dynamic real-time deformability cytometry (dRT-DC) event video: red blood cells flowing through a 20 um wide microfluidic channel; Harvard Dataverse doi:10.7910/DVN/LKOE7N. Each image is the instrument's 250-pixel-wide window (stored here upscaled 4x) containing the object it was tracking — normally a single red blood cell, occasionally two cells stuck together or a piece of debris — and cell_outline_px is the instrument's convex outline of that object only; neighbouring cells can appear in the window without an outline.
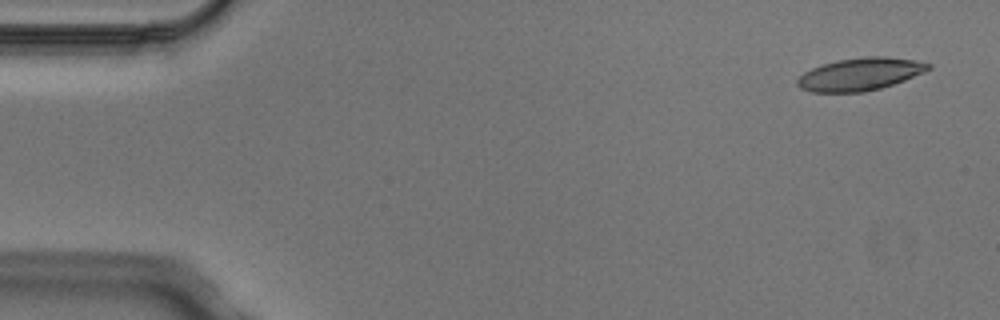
{"species": "Egyptian fruit bat (a non-hibernating species)", "species_latin": "Rousettus aegyptiacus", "temperature_condition": "cold", "stored_images_in_passage": 5, "camera_frame_rate_fps": 3000, "um_per_image_px": 0.085, "animal": {"sex": "male"}, "frame": {"image": 1, "passage_image": 1, "time_ms": 0.0, "image_size_px": [1000, 320], "cell_outline_px": [[932, 68], [924, 72], [904, 80], [880, 88], [864, 92], [812, 92], [800, 88], [796, 84], [796, 80], [804, 72], [812, 68], [836, 60], [864, 56], [888, 56], [916, 60], [932, 64]], "centroid_in_image_um": [73.12, 6.29], "position_along_channel_um": 11.9, "area_um2": 24.97}}
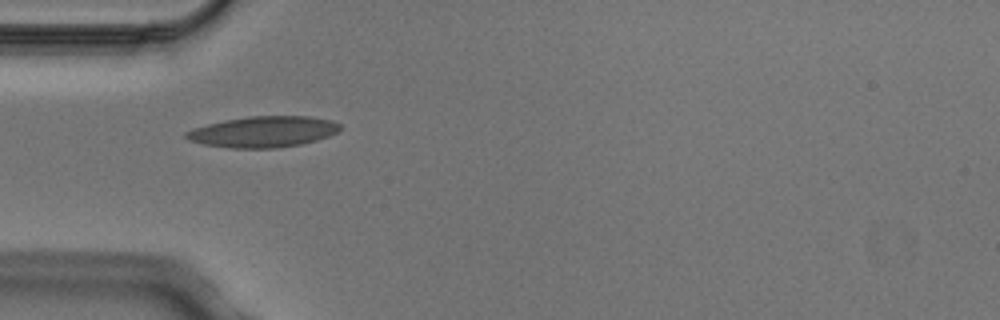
{"frame": {"image": 2, "passage_image": 4, "time_ms": 1.0, "image_size_px": [1000, 320], "cell_outline_px": [[340, 128], [336, 132], [328, 136], [316, 140], [300, 144], [276, 148], [232, 148], [204, 144], [188, 140], [184, 136], [184, 132], [208, 124], [224, 120], [248, 116], [308, 116], [332, 120], [340, 124]], "centroid_in_image_um": [22.37, 11.19], "position_along_channel_um": 62.6, "area_um2": 27.63}}
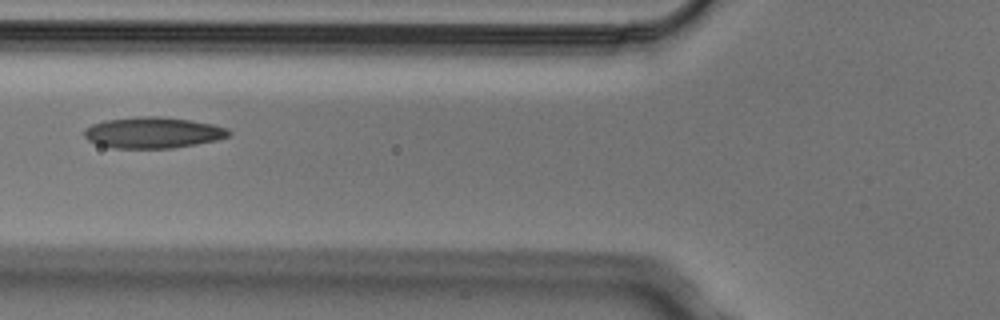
{"frame": {"image": 3, "passage_image": 5, "time_ms": 1.333, "image_size_px": [1000, 320], "cell_outline_px": [[232, 132], [228, 136], [216, 140], [196, 144], [172, 148], [112, 148], [96, 144], [88, 140], [84, 136], [84, 128], [92, 124], [104, 120], [136, 116], [160, 116], [192, 120], [212, 124], [228, 128]], "centroid_in_image_um": [12.98, 11.26], "position_along_channel_um": 112.8, "area_um2": 26.41}}